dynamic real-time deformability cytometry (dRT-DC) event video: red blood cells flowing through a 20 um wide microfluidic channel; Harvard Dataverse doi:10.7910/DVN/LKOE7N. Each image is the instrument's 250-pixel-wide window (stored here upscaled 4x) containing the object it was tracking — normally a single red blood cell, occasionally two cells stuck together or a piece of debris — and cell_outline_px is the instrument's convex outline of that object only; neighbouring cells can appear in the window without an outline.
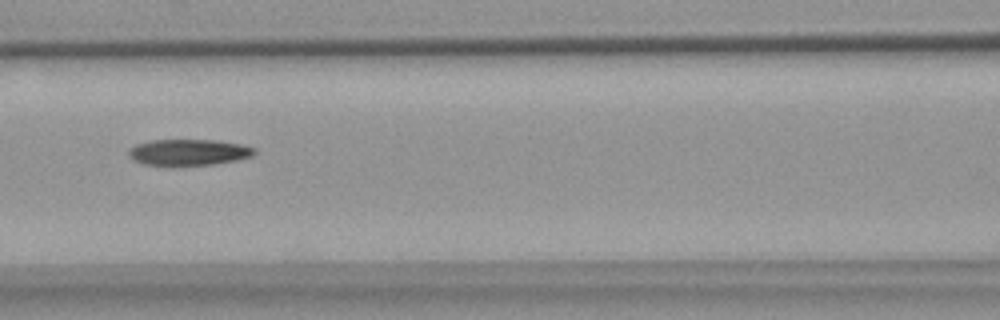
{"species": "common noctule bat (a hibernating species)", "species_latin": "Nyctalus noctula", "temperature_condition": "warm", "stored_images_in_passage": 8, "camera_frame_rate_fps": 3000, "um_per_image_px": 0.085, "animal": {"sex": "female", "body_mass_g": 18.4}, "frame": {"image": 1, "passage_image": 4, "time_ms": 4.667, "image_size_px": [1000, 320], "cell_outline_px": [[256, 152], [252, 156], [236, 160], [212, 164], [176, 168], [144, 164], [132, 160], [128, 156], [128, 148], [136, 144], [152, 140], [216, 140], [240, 144], [256, 148]], "centroid_in_image_um": [15.97, 12.98], "position_along_channel_um": 150.6, "area_um2": 19.88}}
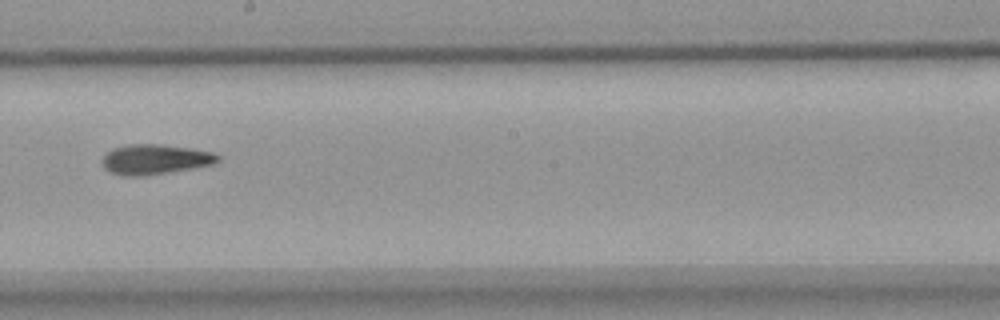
{"frame": {"image": 2, "passage_image": 6, "time_ms": 7.0, "image_size_px": [1000, 320], "cell_outline_px": [[220, 160], [216, 164], [144, 176], [120, 176], [108, 172], [104, 168], [100, 160], [112, 148], [128, 144], [160, 144], [192, 148], [212, 152], [220, 156]], "centroid_in_image_um": [13.15, 13.55], "position_along_channel_um": 235.0, "area_um2": 20.52}}
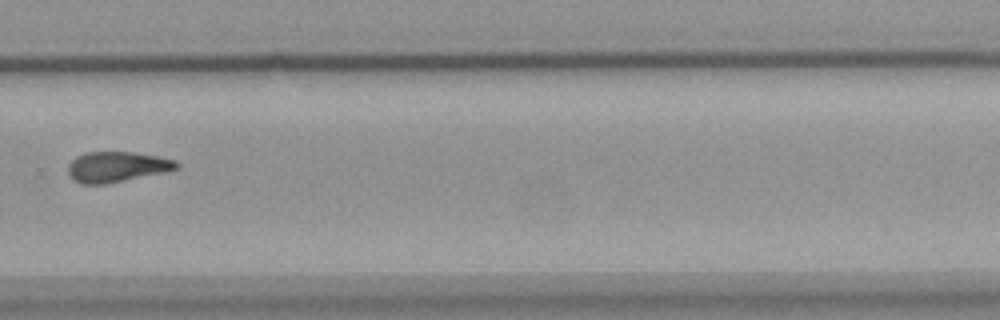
{"frame": {"image": 3, "passage_image": 8, "time_ms": 9.333, "image_size_px": [1000, 320], "cell_outline_px": [[180, 168], [168, 172], [104, 184], [80, 184], [72, 180], [68, 172], [68, 164], [76, 156], [84, 152], [132, 152], [160, 156], [176, 160], [180, 164]], "centroid_in_image_um": [9.96, 14.18], "position_along_channel_um": 319.8, "area_um2": 19.59}}